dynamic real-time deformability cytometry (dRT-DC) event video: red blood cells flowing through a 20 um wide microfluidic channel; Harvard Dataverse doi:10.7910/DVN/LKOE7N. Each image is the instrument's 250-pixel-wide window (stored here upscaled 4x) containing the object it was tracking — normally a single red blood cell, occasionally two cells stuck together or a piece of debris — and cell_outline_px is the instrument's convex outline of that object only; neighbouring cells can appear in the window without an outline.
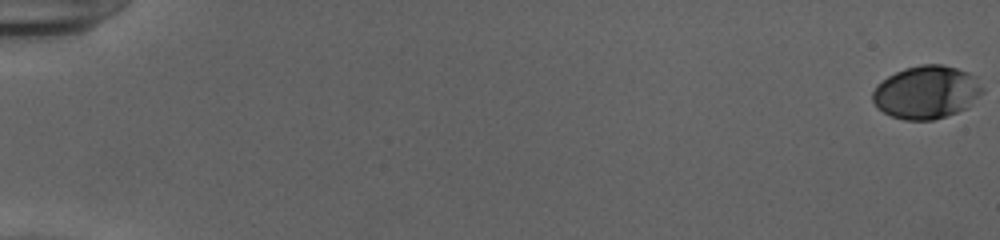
{"species": "human", "species_latin": "Homo sapiens", "temperature_condition": "cold", "stored_images_in_passage": 54, "camera_frame_rate_fps": 3000, "um_per_image_px": 0.085, "donor": {"sex": "female"}, "frame": {"image": 1, "passage_image": 1, "time_ms": 0.0, "image_size_px": [1000, 240], "cell_outline_px": [[984, 92], [968, 108], [932, 120], [904, 120], [892, 116], [884, 112], [872, 100], [872, 92], [876, 84], [888, 76], [904, 68], [920, 64], [940, 64], [956, 68], [968, 72], [976, 76], [984, 88]], "centroid_in_image_um": [78.78, 7.83], "position_along_channel_um": 6.2, "area_um2": 34.1}}
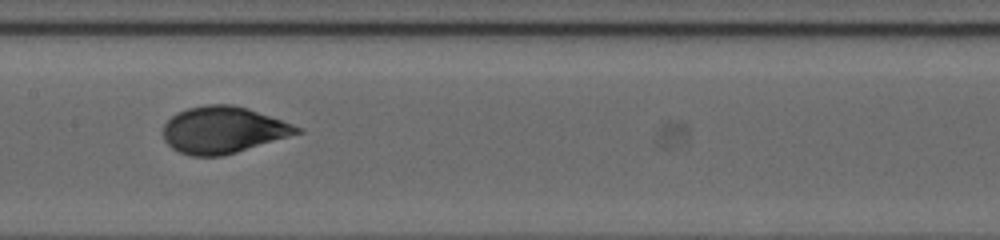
{"frame": {"image": 2, "passage_image": 30, "time_ms": 9.667, "image_size_px": [1000, 240], "cell_outline_px": [[304, 132], [236, 152], [220, 156], [192, 156], [180, 152], [172, 148], [164, 140], [164, 124], [176, 112], [188, 108], [204, 104], [232, 104], [248, 108], [304, 128]], "centroid_in_image_um": [18.98, 11.03], "position_along_channel_um": 188.4, "area_um2": 36.41}}
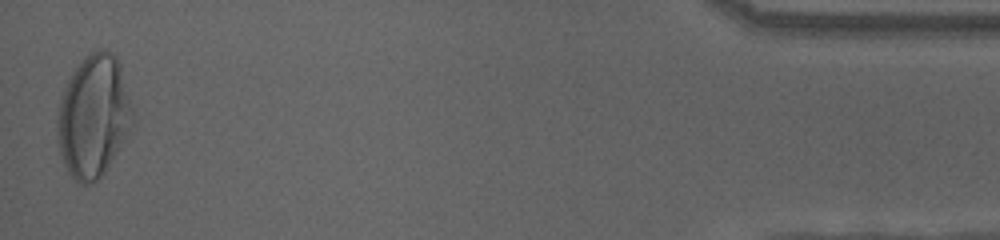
{"frame": {"image": 3, "passage_image": 54, "time_ms": 17.667, "image_size_px": [1000, 240], "cell_outline_px": [[132, 124], [104, 172], [92, 184], [80, 184], [68, 172], [64, 164], [60, 152], [56, 124], [56, 120], [60, 96], [72, 72], [84, 56], [100, 48], [104, 48], [116, 56], [120, 64], [132, 108]], "centroid_in_image_um": [7.91, 9.85], "position_along_channel_um": 427.3, "area_um2": 53.12}, "authors_computed_cell_mechanics": {"area_um2": 35.9227, "velocity_mm_per_s": 3.9476, "shape_relaxation_time_tau1_ms": 5.2971, "shape_relaxation_time_tau2_ms": null, "deformation_change_tau1": 0.2178, "deformation_change_tau2": null}}